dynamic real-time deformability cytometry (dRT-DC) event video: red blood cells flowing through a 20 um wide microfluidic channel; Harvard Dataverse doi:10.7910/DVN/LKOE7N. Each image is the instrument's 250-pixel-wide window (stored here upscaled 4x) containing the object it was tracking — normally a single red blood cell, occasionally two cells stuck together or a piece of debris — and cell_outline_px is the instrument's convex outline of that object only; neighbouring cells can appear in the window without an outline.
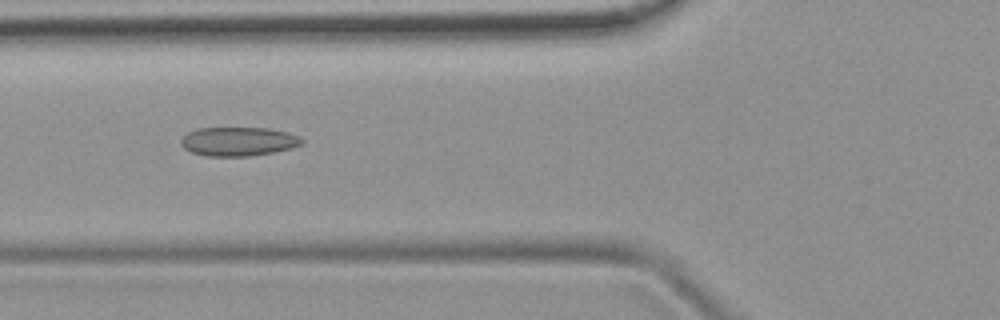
{"species": "common noctule bat (a hibernating species)", "species_latin": "Nyctalus noctula", "temperature_condition": "room temperature", "stored_images_in_passage": 51, "camera_frame_rate_fps": 3000, "um_per_image_px": 0.085, "animal": {"sex": "female", "body_mass_g": 19.9}, "frame": {"image": 1, "passage_image": 19, "time_ms": 6.0, "image_size_px": [1000, 320], "cell_outline_px": [[304, 144], [292, 148], [272, 152], [248, 156], [208, 156], [192, 152], [184, 148], [180, 144], [180, 140], [188, 132], [196, 128], [268, 128], [288, 132], [300, 136], [304, 140]], "centroid_in_image_um": [20.28, 12.02], "position_along_channel_um": 105.5, "area_um2": 20.46}}
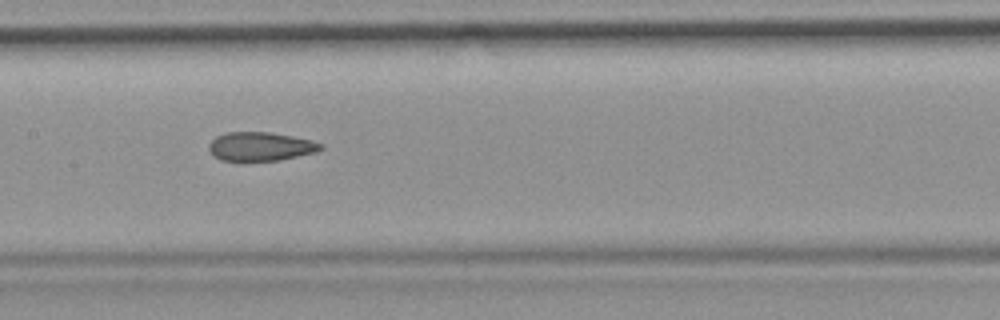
{"frame": {"image": 2, "passage_image": 25, "time_ms": 8.0, "image_size_px": [1000, 320], "cell_outline_px": [[324, 148], [316, 152], [280, 160], [220, 160], [208, 148], [208, 144], [216, 136], [224, 132], [268, 132], [292, 136], [312, 140], [324, 144]], "centroid_in_image_um": [22.17, 12.43], "position_along_channel_um": 185.2, "area_um2": 18.67}}
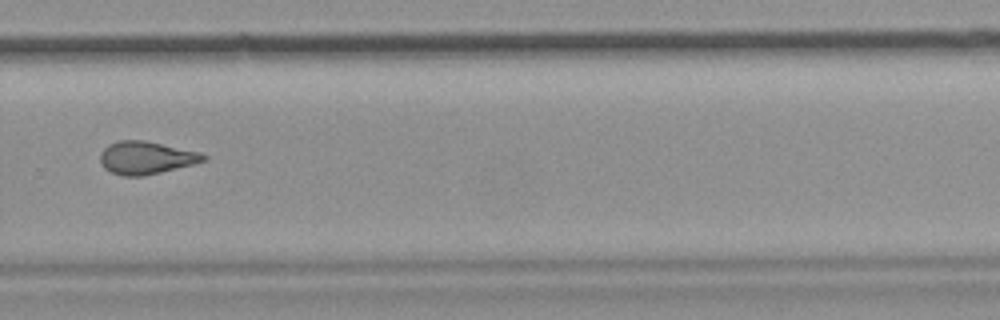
{"frame": {"image": 3, "passage_image": 35, "time_ms": 11.333, "image_size_px": [1000, 320], "cell_outline_px": [[208, 156], [204, 160], [192, 164], [144, 176], [124, 176], [112, 172], [104, 168], [100, 160], [100, 152], [108, 144], [116, 140], [144, 140], [200, 152]], "centroid_in_image_um": [12.38, 13.39], "position_along_channel_um": 317.4, "area_um2": 19.59}, "authors_computed_cell_mechanics": {"area_um2": 20.2878, "velocity_mm_per_s": 3.9865, "shape_relaxation_time_tau1_ms": null, "shape_relaxation_time_tau2_ms": 2.9071, "deformation_change_tau1": null, "deformation_change_tau2": 0.106}}